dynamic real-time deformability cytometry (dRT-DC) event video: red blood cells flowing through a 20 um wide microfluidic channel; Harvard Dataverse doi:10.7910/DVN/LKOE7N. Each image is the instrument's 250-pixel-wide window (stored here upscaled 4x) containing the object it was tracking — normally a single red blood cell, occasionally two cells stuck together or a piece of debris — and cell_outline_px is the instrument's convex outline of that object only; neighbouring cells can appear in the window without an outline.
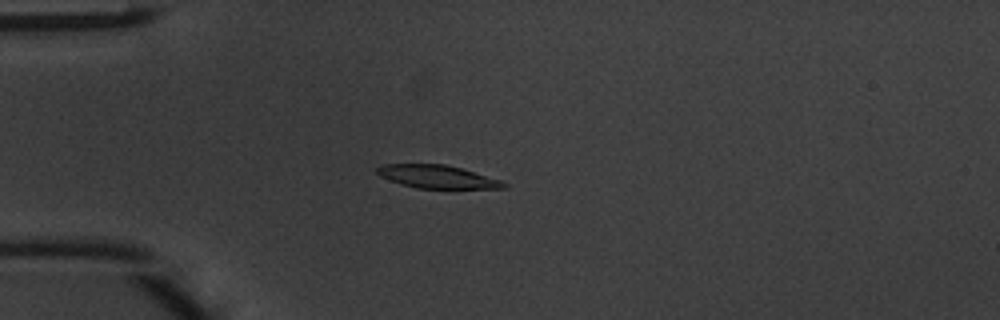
{"species": "common noctule bat (a hibernating species)", "species_latin": "Nyctalus noctula", "temperature_condition": "warm", "stored_images_in_passage": 40, "camera_frame_rate_fps": 3000, "um_per_image_px": 0.085, "animal": {"sex": "male", "body_mass_g": 20.1, "forearm_length_mm": 53.5}, "frame": {"image": 1, "passage_image": 13, "time_ms": 4.0, "image_size_px": [1000, 320], "cell_outline_px": [[508, 184], [504, 188], [416, 188], [400, 184], [380, 176], [376, 172], [376, 168], [380, 164], [444, 164], [460, 168], [500, 180]], "centroid_in_image_um": [37.1, 15.01], "position_along_channel_um": 47.9, "area_um2": 16.82}}
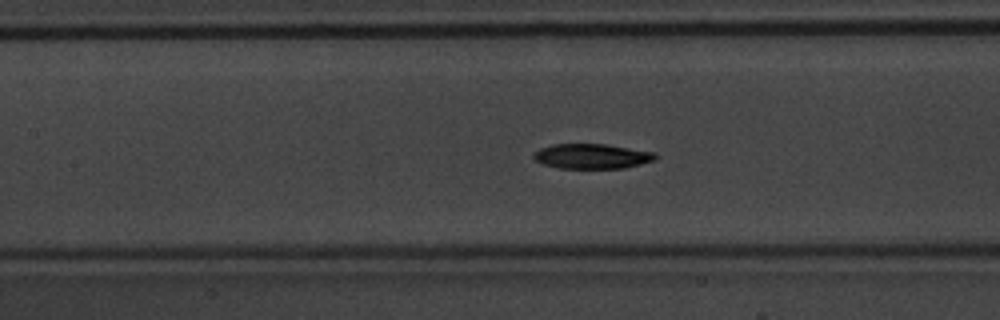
{"frame": {"image": 2, "passage_image": 22, "time_ms": 7.0, "image_size_px": [1000, 320], "cell_outline_px": [[656, 160], [624, 168], [560, 168], [544, 164], [536, 160], [532, 156], [540, 148], [552, 144], [608, 144], [656, 152]], "centroid_in_image_um": [50.35, 13.27], "position_along_channel_um": 157.0, "area_um2": 17.69}}
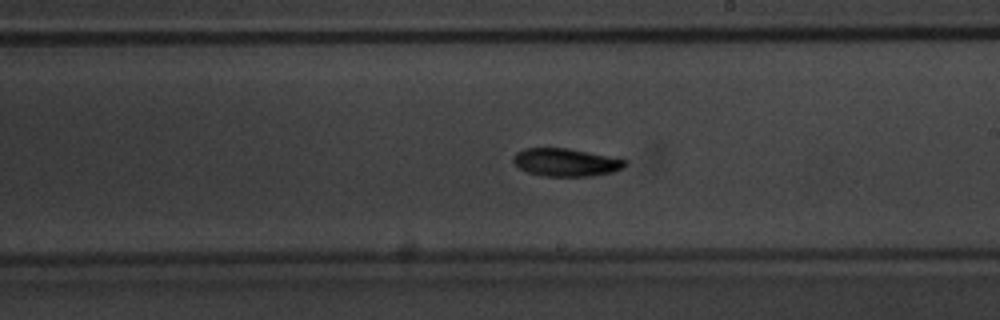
{"frame": {"image": 3, "passage_image": 28, "time_ms": 9.0, "image_size_px": [1000, 320], "cell_outline_px": [[628, 164], [624, 168], [612, 172], [592, 176], [540, 176], [528, 172], [520, 168], [512, 160], [512, 156], [516, 152], [524, 148], [568, 148], [628, 160]], "centroid_in_image_um": [48.1, 13.8], "position_along_channel_um": 240.9, "area_um2": 18.26}, "authors_computed_cell_mechanics": {"area_um2": 17.8024, "velocity_mm_per_s": 4.2022, "shape_relaxation_time_tau1_ms": 2.313, "shape_relaxation_time_tau2_ms": 6.5481, "deformation_change_tau1": 0.0992, "deformation_change_tau2": 0.1264}}